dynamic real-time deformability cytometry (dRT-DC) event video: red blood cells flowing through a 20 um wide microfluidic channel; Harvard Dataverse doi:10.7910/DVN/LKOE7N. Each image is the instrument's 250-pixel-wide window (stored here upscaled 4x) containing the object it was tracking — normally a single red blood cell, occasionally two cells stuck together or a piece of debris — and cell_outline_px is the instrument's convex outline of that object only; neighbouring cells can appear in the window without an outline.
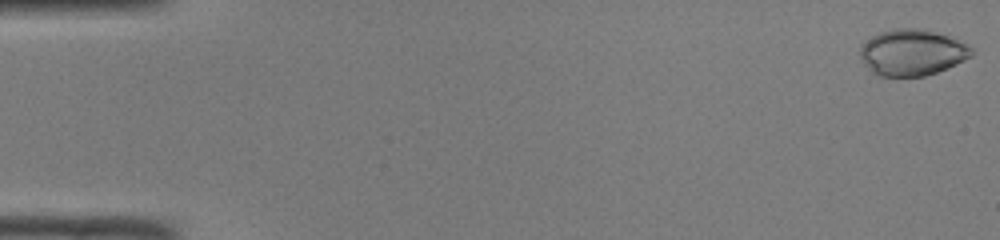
{"species": "common noctule bat (a hibernating species)", "species_latin": "Nyctalus noctula", "temperature_condition": "room temperature", "stored_images_in_passage": 50, "camera_frame_rate_fps": 3000, "um_per_image_px": 0.085, "animal": {"sex": "male", "body_mass_g": 19.0, "forearm_length_mm": 50.8}, "frame": {"image": 1, "passage_image": 1, "time_ms": 0.0, "image_size_px": [1000, 240], "cell_outline_px": [[972, 56], [956, 64], [936, 72], [924, 76], [880, 76], [872, 72], [864, 64], [860, 56], [860, 44], [872, 36], [880, 32], [896, 28], [924, 28], [948, 36], [968, 44], [972, 48]], "centroid_in_image_um": [77.51, 4.45], "position_along_channel_um": 7.5, "area_um2": 30.06}}
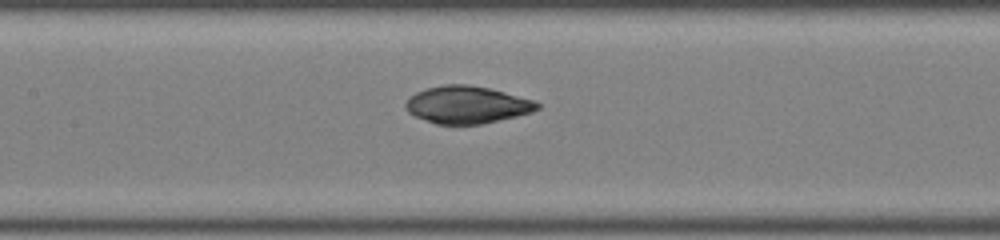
{"frame": {"image": 2, "passage_image": 24, "time_ms": 7.667, "image_size_px": [1000, 240], "cell_outline_px": [[540, 108], [532, 112], [516, 116], [480, 124], [436, 124], [416, 116], [408, 112], [404, 108], [404, 104], [416, 92], [428, 88], [444, 84], [468, 84], [488, 88], [536, 100], [540, 104]], "centroid_in_image_um": [39.71, 8.9], "position_along_channel_um": 167.7, "area_um2": 28.5}}
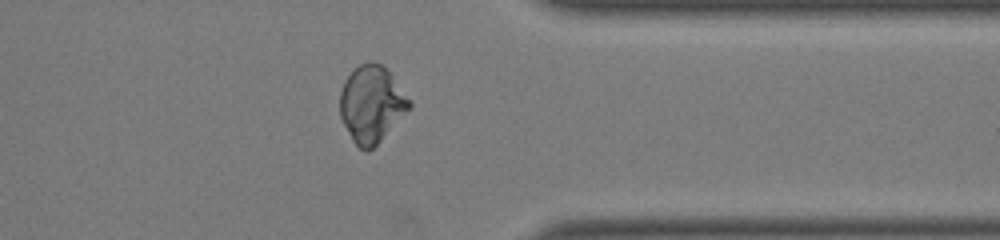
{"frame": {"image": 3, "passage_image": 40, "time_ms": 13.0, "image_size_px": [1000, 240], "cell_outline_px": [[412, 108], [368, 152], [364, 152], [352, 140], [340, 116], [340, 92], [344, 80], [360, 64], [368, 60], [372, 60], [380, 64], [392, 76], [412, 100]], "centroid_in_image_um": [31.6, 8.85], "position_along_channel_um": 379.8, "area_um2": 30.98}, "authors_computed_cell_mechanics": {"area_um2": 29.5936, "velocity_mm_per_s": 4.0912, "shape_relaxation_time_tau1_ms": 6.5614, "shape_relaxation_time_tau2_ms": 0.8754, "deformation_change_tau1": 0.2448, "deformation_change_tau2": 0.0192}}